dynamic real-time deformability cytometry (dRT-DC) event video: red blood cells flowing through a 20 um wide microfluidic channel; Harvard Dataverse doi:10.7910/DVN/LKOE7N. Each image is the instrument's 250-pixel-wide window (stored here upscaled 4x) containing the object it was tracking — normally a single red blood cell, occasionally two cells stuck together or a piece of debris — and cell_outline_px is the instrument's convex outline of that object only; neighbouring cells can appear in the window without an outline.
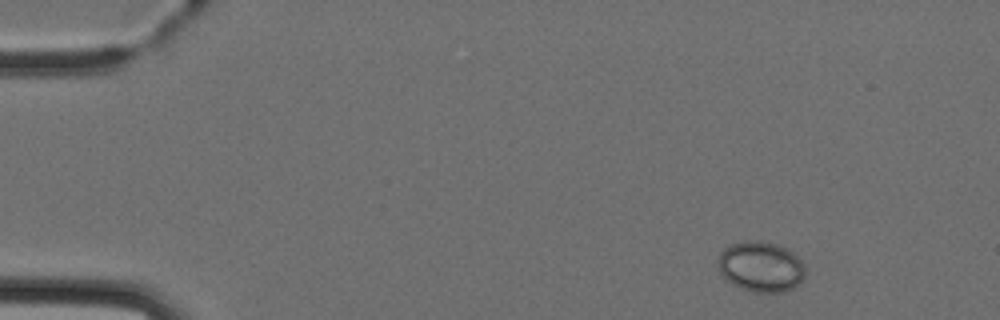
{"species": "Egyptian fruit bat (a non-hibernating species)", "species_latin": "Rousettus aegyptiacus", "temperature_condition": "cold", "stored_images_in_passage": 7, "camera_frame_rate_fps": 3000, "um_per_image_px": 0.085, "animal": {"sex": "female"}, "frame": {"image": 1, "passage_image": 1, "time_ms": 0.0, "image_size_px": [1000, 320], "cell_outline_px": [[804, 276], [792, 288], [780, 292], [752, 292], [740, 288], [724, 280], [720, 272], [720, 252], [724, 248], [732, 244], [744, 240], [760, 240], [780, 244], [792, 252], [804, 264]], "centroid_in_image_um": [64.65, 22.65], "position_along_channel_um": 20.3, "area_um2": 25.61}}
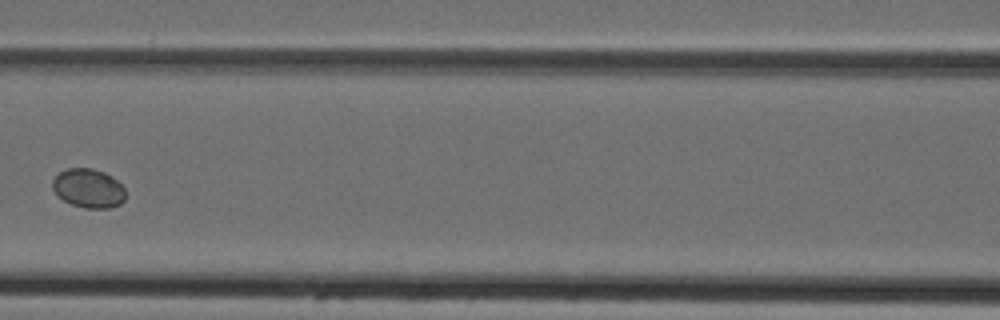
{"frame": {"image": 2, "passage_image": 6, "time_ms": 5.667, "image_size_px": [1000, 320], "cell_outline_px": [[124, 200], [120, 204], [108, 208], [84, 208], [72, 204], [64, 200], [52, 188], [52, 180], [60, 172], [68, 168], [92, 168], [104, 172], [112, 176], [124, 188]], "centroid_in_image_um": [7.52, 16.0], "position_along_channel_um": 159.1, "area_um2": 16.42}}
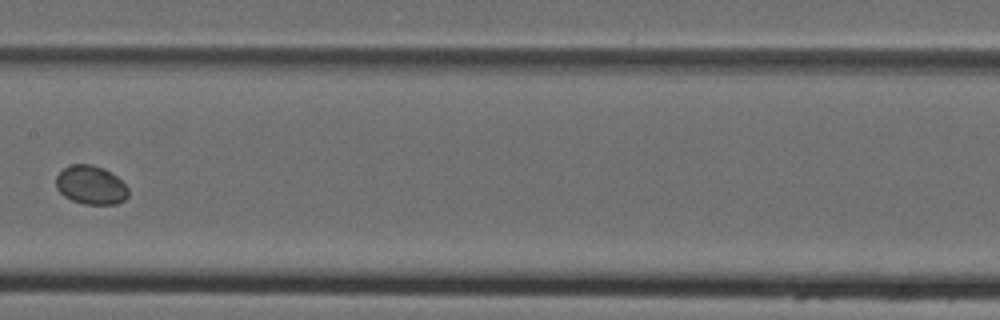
{"frame": {"image": 3, "passage_image": 7, "time_ms": 6.667, "image_size_px": [1000, 320], "cell_outline_px": [[128, 196], [124, 200], [116, 204], [84, 204], [72, 200], [64, 196], [56, 188], [56, 176], [64, 168], [72, 164], [92, 164], [104, 168], [116, 176], [128, 188]], "centroid_in_image_um": [7.72, 15.73], "position_along_channel_um": 199.7, "area_um2": 16.3}}